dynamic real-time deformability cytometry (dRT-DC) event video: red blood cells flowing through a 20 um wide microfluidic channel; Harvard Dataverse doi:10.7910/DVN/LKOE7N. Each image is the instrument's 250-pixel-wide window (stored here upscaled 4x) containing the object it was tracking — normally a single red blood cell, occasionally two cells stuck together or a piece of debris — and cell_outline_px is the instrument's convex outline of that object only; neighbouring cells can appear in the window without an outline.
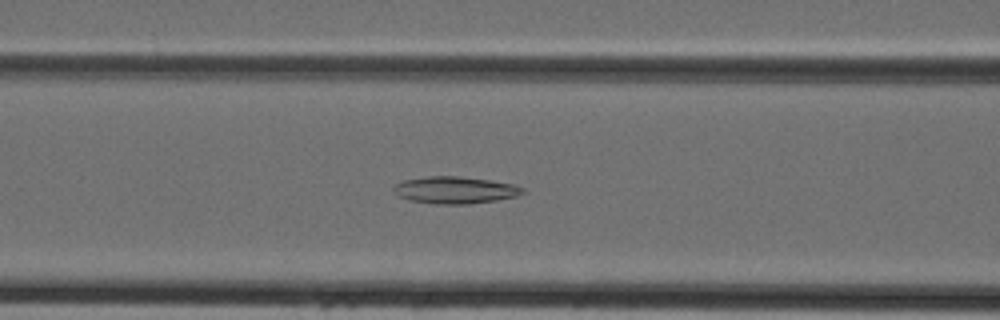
{"species": "Egyptian fruit bat (a non-hibernating species)", "species_latin": "Rousettus aegyptiacus", "temperature_condition": "cold", "stored_images_in_passage": 41, "camera_frame_rate_fps": 3000, "um_per_image_px": 0.085, "animal": {"sex": "female"}, "frame": {"image": 1, "passage_image": 15, "time_ms": 4.667, "image_size_px": [1000, 320], "cell_outline_px": [[528, 192], [516, 196], [496, 200], [468, 204], [436, 204], [408, 200], [396, 196], [392, 188], [400, 180], [428, 176], [460, 176], [492, 180], [512, 184], [524, 188]], "centroid_in_image_um": [38.65, 16.15], "position_along_channel_um": 127.9, "area_um2": 20.63}}
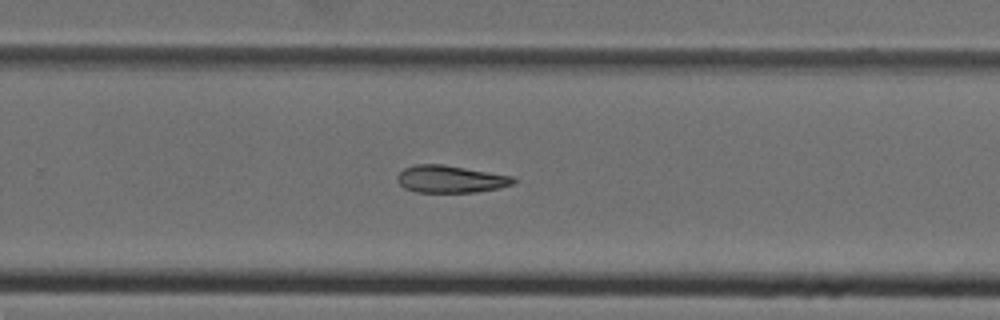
{"frame": {"image": 2, "passage_image": 26, "time_ms": 8.333, "image_size_px": [1000, 320], "cell_outline_px": [[516, 184], [500, 188], [476, 192], [416, 192], [404, 188], [396, 180], [396, 176], [404, 168], [416, 164], [440, 164], [512, 176], [516, 180]], "centroid_in_image_um": [38.28, 15.23], "position_along_channel_um": 291.5, "area_um2": 18.44}}
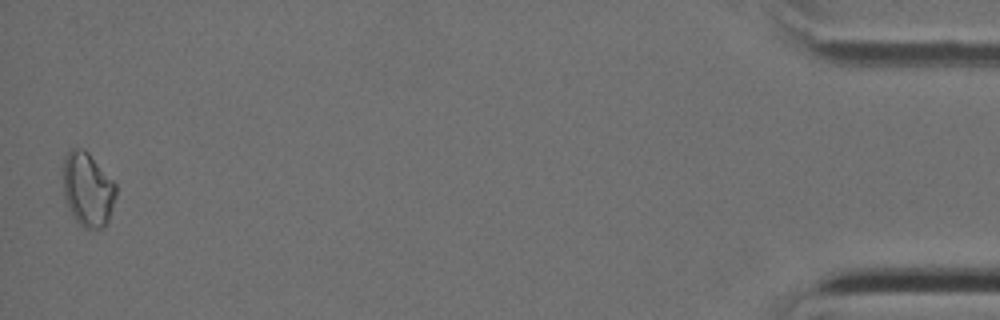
{"frame": {"image": 3, "passage_image": 41, "time_ms": 13.333, "image_size_px": [1000, 320], "cell_outline_px": [[116, 196], [108, 220], [104, 228], [84, 228], [76, 220], [68, 208], [64, 196], [64, 160], [68, 152], [72, 148], [84, 148], [88, 152], [116, 184]], "centroid_in_image_um": [7.47, 16.1], "position_along_channel_um": 427.7, "area_um2": 22.6}}